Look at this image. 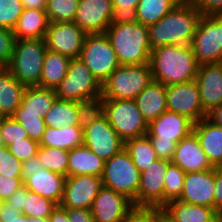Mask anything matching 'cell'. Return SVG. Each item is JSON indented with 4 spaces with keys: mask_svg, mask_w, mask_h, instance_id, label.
<instances>
[{
    "mask_svg": "<svg viewBox=\"0 0 222 222\" xmlns=\"http://www.w3.org/2000/svg\"><path fill=\"white\" fill-rule=\"evenodd\" d=\"M201 13L182 0L157 23L148 26L151 49L167 45H191Z\"/></svg>",
    "mask_w": 222,
    "mask_h": 222,
    "instance_id": "1",
    "label": "cell"
},
{
    "mask_svg": "<svg viewBox=\"0 0 222 222\" xmlns=\"http://www.w3.org/2000/svg\"><path fill=\"white\" fill-rule=\"evenodd\" d=\"M152 79L166 86L196 80L198 64L191 45H167L152 50Z\"/></svg>",
    "mask_w": 222,
    "mask_h": 222,
    "instance_id": "2",
    "label": "cell"
},
{
    "mask_svg": "<svg viewBox=\"0 0 222 222\" xmlns=\"http://www.w3.org/2000/svg\"><path fill=\"white\" fill-rule=\"evenodd\" d=\"M120 65L149 63L152 52L148 26L135 20H113L105 31Z\"/></svg>",
    "mask_w": 222,
    "mask_h": 222,
    "instance_id": "3",
    "label": "cell"
},
{
    "mask_svg": "<svg viewBox=\"0 0 222 222\" xmlns=\"http://www.w3.org/2000/svg\"><path fill=\"white\" fill-rule=\"evenodd\" d=\"M46 50L45 39L15 40L12 58L7 68L26 87H40Z\"/></svg>",
    "mask_w": 222,
    "mask_h": 222,
    "instance_id": "4",
    "label": "cell"
},
{
    "mask_svg": "<svg viewBox=\"0 0 222 222\" xmlns=\"http://www.w3.org/2000/svg\"><path fill=\"white\" fill-rule=\"evenodd\" d=\"M152 81L149 63L120 65L101 85V97L134 100Z\"/></svg>",
    "mask_w": 222,
    "mask_h": 222,
    "instance_id": "5",
    "label": "cell"
},
{
    "mask_svg": "<svg viewBox=\"0 0 222 222\" xmlns=\"http://www.w3.org/2000/svg\"><path fill=\"white\" fill-rule=\"evenodd\" d=\"M141 172L134 165L125 148L105 161L102 174L103 186L126 196L137 206V192Z\"/></svg>",
    "mask_w": 222,
    "mask_h": 222,
    "instance_id": "6",
    "label": "cell"
},
{
    "mask_svg": "<svg viewBox=\"0 0 222 222\" xmlns=\"http://www.w3.org/2000/svg\"><path fill=\"white\" fill-rule=\"evenodd\" d=\"M55 92L58 99L78 103L101 97V84L81 59L74 58Z\"/></svg>",
    "mask_w": 222,
    "mask_h": 222,
    "instance_id": "7",
    "label": "cell"
},
{
    "mask_svg": "<svg viewBox=\"0 0 222 222\" xmlns=\"http://www.w3.org/2000/svg\"><path fill=\"white\" fill-rule=\"evenodd\" d=\"M103 100L104 113L112 128L124 142L147 134L148 124L137 108L135 100Z\"/></svg>",
    "mask_w": 222,
    "mask_h": 222,
    "instance_id": "8",
    "label": "cell"
},
{
    "mask_svg": "<svg viewBox=\"0 0 222 222\" xmlns=\"http://www.w3.org/2000/svg\"><path fill=\"white\" fill-rule=\"evenodd\" d=\"M191 47L198 65L222 63V15H201Z\"/></svg>",
    "mask_w": 222,
    "mask_h": 222,
    "instance_id": "9",
    "label": "cell"
},
{
    "mask_svg": "<svg viewBox=\"0 0 222 222\" xmlns=\"http://www.w3.org/2000/svg\"><path fill=\"white\" fill-rule=\"evenodd\" d=\"M79 59L101 85L120 66L116 52L105 33L87 34Z\"/></svg>",
    "mask_w": 222,
    "mask_h": 222,
    "instance_id": "10",
    "label": "cell"
},
{
    "mask_svg": "<svg viewBox=\"0 0 222 222\" xmlns=\"http://www.w3.org/2000/svg\"><path fill=\"white\" fill-rule=\"evenodd\" d=\"M83 145L104 161L125 148V142L112 128L105 114L83 130Z\"/></svg>",
    "mask_w": 222,
    "mask_h": 222,
    "instance_id": "11",
    "label": "cell"
},
{
    "mask_svg": "<svg viewBox=\"0 0 222 222\" xmlns=\"http://www.w3.org/2000/svg\"><path fill=\"white\" fill-rule=\"evenodd\" d=\"M86 35L74 22H50L44 39L47 50L74 59L79 58Z\"/></svg>",
    "mask_w": 222,
    "mask_h": 222,
    "instance_id": "12",
    "label": "cell"
},
{
    "mask_svg": "<svg viewBox=\"0 0 222 222\" xmlns=\"http://www.w3.org/2000/svg\"><path fill=\"white\" fill-rule=\"evenodd\" d=\"M167 110L187 116L194 123L207 116L196 80L166 86Z\"/></svg>",
    "mask_w": 222,
    "mask_h": 222,
    "instance_id": "13",
    "label": "cell"
},
{
    "mask_svg": "<svg viewBox=\"0 0 222 222\" xmlns=\"http://www.w3.org/2000/svg\"><path fill=\"white\" fill-rule=\"evenodd\" d=\"M102 187V177L96 175L67 176L63 198L59 205L63 208L91 209L93 201Z\"/></svg>",
    "mask_w": 222,
    "mask_h": 222,
    "instance_id": "14",
    "label": "cell"
},
{
    "mask_svg": "<svg viewBox=\"0 0 222 222\" xmlns=\"http://www.w3.org/2000/svg\"><path fill=\"white\" fill-rule=\"evenodd\" d=\"M114 20V7L111 0H79L74 18L87 34L105 33Z\"/></svg>",
    "mask_w": 222,
    "mask_h": 222,
    "instance_id": "15",
    "label": "cell"
},
{
    "mask_svg": "<svg viewBox=\"0 0 222 222\" xmlns=\"http://www.w3.org/2000/svg\"><path fill=\"white\" fill-rule=\"evenodd\" d=\"M171 161L157 159L141 172L137 206H164V175Z\"/></svg>",
    "mask_w": 222,
    "mask_h": 222,
    "instance_id": "16",
    "label": "cell"
},
{
    "mask_svg": "<svg viewBox=\"0 0 222 222\" xmlns=\"http://www.w3.org/2000/svg\"><path fill=\"white\" fill-rule=\"evenodd\" d=\"M194 122L187 116L171 111L163 112L148 124L150 141H175L179 143L193 132Z\"/></svg>",
    "mask_w": 222,
    "mask_h": 222,
    "instance_id": "17",
    "label": "cell"
},
{
    "mask_svg": "<svg viewBox=\"0 0 222 222\" xmlns=\"http://www.w3.org/2000/svg\"><path fill=\"white\" fill-rule=\"evenodd\" d=\"M133 207V202L126 196L103 186L90 210L95 222H122Z\"/></svg>",
    "mask_w": 222,
    "mask_h": 222,
    "instance_id": "18",
    "label": "cell"
},
{
    "mask_svg": "<svg viewBox=\"0 0 222 222\" xmlns=\"http://www.w3.org/2000/svg\"><path fill=\"white\" fill-rule=\"evenodd\" d=\"M214 167L185 175L182 195L178 199L191 205L214 208Z\"/></svg>",
    "mask_w": 222,
    "mask_h": 222,
    "instance_id": "19",
    "label": "cell"
},
{
    "mask_svg": "<svg viewBox=\"0 0 222 222\" xmlns=\"http://www.w3.org/2000/svg\"><path fill=\"white\" fill-rule=\"evenodd\" d=\"M196 82L206 113L222 104V63L199 65Z\"/></svg>",
    "mask_w": 222,
    "mask_h": 222,
    "instance_id": "20",
    "label": "cell"
},
{
    "mask_svg": "<svg viewBox=\"0 0 222 222\" xmlns=\"http://www.w3.org/2000/svg\"><path fill=\"white\" fill-rule=\"evenodd\" d=\"M171 163L179 166L185 173L213 168L194 132L177 143Z\"/></svg>",
    "mask_w": 222,
    "mask_h": 222,
    "instance_id": "21",
    "label": "cell"
},
{
    "mask_svg": "<svg viewBox=\"0 0 222 222\" xmlns=\"http://www.w3.org/2000/svg\"><path fill=\"white\" fill-rule=\"evenodd\" d=\"M66 176L47 170L46 168L32 172V176L24 186L33 193H37L59 205L63 198Z\"/></svg>",
    "mask_w": 222,
    "mask_h": 222,
    "instance_id": "22",
    "label": "cell"
},
{
    "mask_svg": "<svg viewBox=\"0 0 222 222\" xmlns=\"http://www.w3.org/2000/svg\"><path fill=\"white\" fill-rule=\"evenodd\" d=\"M193 132L212 167L222 166V127L205 117L194 123Z\"/></svg>",
    "mask_w": 222,
    "mask_h": 222,
    "instance_id": "23",
    "label": "cell"
},
{
    "mask_svg": "<svg viewBox=\"0 0 222 222\" xmlns=\"http://www.w3.org/2000/svg\"><path fill=\"white\" fill-rule=\"evenodd\" d=\"M134 100L149 124L167 111L166 85L153 80Z\"/></svg>",
    "mask_w": 222,
    "mask_h": 222,
    "instance_id": "24",
    "label": "cell"
},
{
    "mask_svg": "<svg viewBox=\"0 0 222 222\" xmlns=\"http://www.w3.org/2000/svg\"><path fill=\"white\" fill-rule=\"evenodd\" d=\"M49 23L46 10L24 9L13 34L16 40L44 39Z\"/></svg>",
    "mask_w": 222,
    "mask_h": 222,
    "instance_id": "25",
    "label": "cell"
},
{
    "mask_svg": "<svg viewBox=\"0 0 222 222\" xmlns=\"http://www.w3.org/2000/svg\"><path fill=\"white\" fill-rule=\"evenodd\" d=\"M26 86L7 67L0 70V116L10 117L20 107Z\"/></svg>",
    "mask_w": 222,
    "mask_h": 222,
    "instance_id": "26",
    "label": "cell"
},
{
    "mask_svg": "<svg viewBox=\"0 0 222 222\" xmlns=\"http://www.w3.org/2000/svg\"><path fill=\"white\" fill-rule=\"evenodd\" d=\"M105 161L88 147L81 145L69 151L67 176L96 175L101 177Z\"/></svg>",
    "mask_w": 222,
    "mask_h": 222,
    "instance_id": "27",
    "label": "cell"
},
{
    "mask_svg": "<svg viewBox=\"0 0 222 222\" xmlns=\"http://www.w3.org/2000/svg\"><path fill=\"white\" fill-rule=\"evenodd\" d=\"M162 210L174 222H207L218 213L215 208L191 205L179 200L167 202Z\"/></svg>",
    "mask_w": 222,
    "mask_h": 222,
    "instance_id": "28",
    "label": "cell"
},
{
    "mask_svg": "<svg viewBox=\"0 0 222 222\" xmlns=\"http://www.w3.org/2000/svg\"><path fill=\"white\" fill-rule=\"evenodd\" d=\"M57 99L55 89L28 86L23 92L21 105L15 112H32L43 118Z\"/></svg>",
    "mask_w": 222,
    "mask_h": 222,
    "instance_id": "29",
    "label": "cell"
},
{
    "mask_svg": "<svg viewBox=\"0 0 222 222\" xmlns=\"http://www.w3.org/2000/svg\"><path fill=\"white\" fill-rule=\"evenodd\" d=\"M81 145H83V130L79 126L67 129L46 127L39 141V146L60 148L67 151Z\"/></svg>",
    "mask_w": 222,
    "mask_h": 222,
    "instance_id": "30",
    "label": "cell"
},
{
    "mask_svg": "<svg viewBox=\"0 0 222 222\" xmlns=\"http://www.w3.org/2000/svg\"><path fill=\"white\" fill-rule=\"evenodd\" d=\"M71 59L62 54L46 50L40 87L56 89L65 78Z\"/></svg>",
    "mask_w": 222,
    "mask_h": 222,
    "instance_id": "31",
    "label": "cell"
},
{
    "mask_svg": "<svg viewBox=\"0 0 222 222\" xmlns=\"http://www.w3.org/2000/svg\"><path fill=\"white\" fill-rule=\"evenodd\" d=\"M43 119L46 127H53L54 129L79 126L78 103L57 98Z\"/></svg>",
    "mask_w": 222,
    "mask_h": 222,
    "instance_id": "32",
    "label": "cell"
},
{
    "mask_svg": "<svg viewBox=\"0 0 222 222\" xmlns=\"http://www.w3.org/2000/svg\"><path fill=\"white\" fill-rule=\"evenodd\" d=\"M182 0H140L138 2L134 20L150 26L157 23Z\"/></svg>",
    "mask_w": 222,
    "mask_h": 222,
    "instance_id": "33",
    "label": "cell"
},
{
    "mask_svg": "<svg viewBox=\"0 0 222 222\" xmlns=\"http://www.w3.org/2000/svg\"><path fill=\"white\" fill-rule=\"evenodd\" d=\"M125 150L140 172L147 169L152 162L158 159L147 135L125 141Z\"/></svg>",
    "mask_w": 222,
    "mask_h": 222,
    "instance_id": "34",
    "label": "cell"
},
{
    "mask_svg": "<svg viewBox=\"0 0 222 222\" xmlns=\"http://www.w3.org/2000/svg\"><path fill=\"white\" fill-rule=\"evenodd\" d=\"M37 156L44 168L67 177L69 151L60 148L39 146Z\"/></svg>",
    "mask_w": 222,
    "mask_h": 222,
    "instance_id": "35",
    "label": "cell"
},
{
    "mask_svg": "<svg viewBox=\"0 0 222 222\" xmlns=\"http://www.w3.org/2000/svg\"><path fill=\"white\" fill-rule=\"evenodd\" d=\"M79 0H47L46 13L50 22H73Z\"/></svg>",
    "mask_w": 222,
    "mask_h": 222,
    "instance_id": "36",
    "label": "cell"
},
{
    "mask_svg": "<svg viewBox=\"0 0 222 222\" xmlns=\"http://www.w3.org/2000/svg\"><path fill=\"white\" fill-rule=\"evenodd\" d=\"M186 173L177 165L171 163L164 175V205L172 200H178L182 195Z\"/></svg>",
    "mask_w": 222,
    "mask_h": 222,
    "instance_id": "37",
    "label": "cell"
},
{
    "mask_svg": "<svg viewBox=\"0 0 222 222\" xmlns=\"http://www.w3.org/2000/svg\"><path fill=\"white\" fill-rule=\"evenodd\" d=\"M56 207L55 202L29 191L25 197L23 214L29 218H49Z\"/></svg>",
    "mask_w": 222,
    "mask_h": 222,
    "instance_id": "38",
    "label": "cell"
},
{
    "mask_svg": "<svg viewBox=\"0 0 222 222\" xmlns=\"http://www.w3.org/2000/svg\"><path fill=\"white\" fill-rule=\"evenodd\" d=\"M104 100L102 97L78 102V123L84 130L104 115Z\"/></svg>",
    "mask_w": 222,
    "mask_h": 222,
    "instance_id": "39",
    "label": "cell"
},
{
    "mask_svg": "<svg viewBox=\"0 0 222 222\" xmlns=\"http://www.w3.org/2000/svg\"><path fill=\"white\" fill-rule=\"evenodd\" d=\"M26 130L30 139L39 143L45 132V122L40 114L32 112H14L11 116Z\"/></svg>",
    "mask_w": 222,
    "mask_h": 222,
    "instance_id": "40",
    "label": "cell"
},
{
    "mask_svg": "<svg viewBox=\"0 0 222 222\" xmlns=\"http://www.w3.org/2000/svg\"><path fill=\"white\" fill-rule=\"evenodd\" d=\"M23 10L21 0H0V26L13 30Z\"/></svg>",
    "mask_w": 222,
    "mask_h": 222,
    "instance_id": "41",
    "label": "cell"
},
{
    "mask_svg": "<svg viewBox=\"0 0 222 222\" xmlns=\"http://www.w3.org/2000/svg\"><path fill=\"white\" fill-rule=\"evenodd\" d=\"M1 135L6 147L28 138L26 130L13 117H1Z\"/></svg>",
    "mask_w": 222,
    "mask_h": 222,
    "instance_id": "42",
    "label": "cell"
},
{
    "mask_svg": "<svg viewBox=\"0 0 222 222\" xmlns=\"http://www.w3.org/2000/svg\"><path fill=\"white\" fill-rule=\"evenodd\" d=\"M22 162L18 160L8 149L0 148V175L3 176H21Z\"/></svg>",
    "mask_w": 222,
    "mask_h": 222,
    "instance_id": "43",
    "label": "cell"
},
{
    "mask_svg": "<svg viewBox=\"0 0 222 222\" xmlns=\"http://www.w3.org/2000/svg\"><path fill=\"white\" fill-rule=\"evenodd\" d=\"M122 222H158V206H134Z\"/></svg>",
    "mask_w": 222,
    "mask_h": 222,
    "instance_id": "44",
    "label": "cell"
},
{
    "mask_svg": "<svg viewBox=\"0 0 222 222\" xmlns=\"http://www.w3.org/2000/svg\"><path fill=\"white\" fill-rule=\"evenodd\" d=\"M39 143L32 139L25 138L8 146L9 151L22 163L37 155Z\"/></svg>",
    "mask_w": 222,
    "mask_h": 222,
    "instance_id": "45",
    "label": "cell"
},
{
    "mask_svg": "<svg viewBox=\"0 0 222 222\" xmlns=\"http://www.w3.org/2000/svg\"><path fill=\"white\" fill-rule=\"evenodd\" d=\"M15 40L13 30L0 26V64L3 67L11 61Z\"/></svg>",
    "mask_w": 222,
    "mask_h": 222,
    "instance_id": "46",
    "label": "cell"
},
{
    "mask_svg": "<svg viewBox=\"0 0 222 222\" xmlns=\"http://www.w3.org/2000/svg\"><path fill=\"white\" fill-rule=\"evenodd\" d=\"M114 7V20H134L140 0H111Z\"/></svg>",
    "mask_w": 222,
    "mask_h": 222,
    "instance_id": "47",
    "label": "cell"
},
{
    "mask_svg": "<svg viewBox=\"0 0 222 222\" xmlns=\"http://www.w3.org/2000/svg\"><path fill=\"white\" fill-rule=\"evenodd\" d=\"M201 15H222V0H189Z\"/></svg>",
    "mask_w": 222,
    "mask_h": 222,
    "instance_id": "48",
    "label": "cell"
},
{
    "mask_svg": "<svg viewBox=\"0 0 222 222\" xmlns=\"http://www.w3.org/2000/svg\"><path fill=\"white\" fill-rule=\"evenodd\" d=\"M23 185L21 176L0 175V195L4 200L8 199Z\"/></svg>",
    "mask_w": 222,
    "mask_h": 222,
    "instance_id": "49",
    "label": "cell"
},
{
    "mask_svg": "<svg viewBox=\"0 0 222 222\" xmlns=\"http://www.w3.org/2000/svg\"><path fill=\"white\" fill-rule=\"evenodd\" d=\"M151 143L159 159L171 161L177 146L175 141H151Z\"/></svg>",
    "mask_w": 222,
    "mask_h": 222,
    "instance_id": "50",
    "label": "cell"
},
{
    "mask_svg": "<svg viewBox=\"0 0 222 222\" xmlns=\"http://www.w3.org/2000/svg\"><path fill=\"white\" fill-rule=\"evenodd\" d=\"M214 208L222 209V166L214 167Z\"/></svg>",
    "mask_w": 222,
    "mask_h": 222,
    "instance_id": "51",
    "label": "cell"
},
{
    "mask_svg": "<svg viewBox=\"0 0 222 222\" xmlns=\"http://www.w3.org/2000/svg\"><path fill=\"white\" fill-rule=\"evenodd\" d=\"M29 190L23 185L17 189L8 199L5 201L13 206L17 211L23 213L25 206V197Z\"/></svg>",
    "mask_w": 222,
    "mask_h": 222,
    "instance_id": "52",
    "label": "cell"
},
{
    "mask_svg": "<svg viewBox=\"0 0 222 222\" xmlns=\"http://www.w3.org/2000/svg\"><path fill=\"white\" fill-rule=\"evenodd\" d=\"M70 222H95L90 209L65 208Z\"/></svg>",
    "mask_w": 222,
    "mask_h": 222,
    "instance_id": "53",
    "label": "cell"
},
{
    "mask_svg": "<svg viewBox=\"0 0 222 222\" xmlns=\"http://www.w3.org/2000/svg\"><path fill=\"white\" fill-rule=\"evenodd\" d=\"M22 182L23 184L32 176V172L43 169V165L37 155L22 163Z\"/></svg>",
    "mask_w": 222,
    "mask_h": 222,
    "instance_id": "54",
    "label": "cell"
},
{
    "mask_svg": "<svg viewBox=\"0 0 222 222\" xmlns=\"http://www.w3.org/2000/svg\"><path fill=\"white\" fill-rule=\"evenodd\" d=\"M23 213L17 211L13 206L8 204L6 201L0 207V220H12L19 218Z\"/></svg>",
    "mask_w": 222,
    "mask_h": 222,
    "instance_id": "55",
    "label": "cell"
},
{
    "mask_svg": "<svg viewBox=\"0 0 222 222\" xmlns=\"http://www.w3.org/2000/svg\"><path fill=\"white\" fill-rule=\"evenodd\" d=\"M48 219L50 222H70L66 209L60 205H57Z\"/></svg>",
    "mask_w": 222,
    "mask_h": 222,
    "instance_id": "56",
    "label": "cell"
},
{
    "mask_svg": "<svg viewBox=\"0 0 222 222\" xmlns=\"http://www.w3.org/2000/svg\"><path fill=\"white\" fill-rule=\"evenodd\" d=\"M206 118L212 123L222 127V104L212 108Z\"/></svg>",
    "mask_w": 222,
    "mask_h": 222,
    "instance_id": "57",
    "label": "cell"
},
{
    "mask_svg": "<svg viewBox=\"0 0 222 222\" xmlns=\"http://www.w3.org/2000/svg\"><path fill=\"white\" fill-rule=\"evenodd\" d=\"M24 9L46 10L47 0H21Z\"/></svg>",
    "mask_w": 222,
    "mask_h": 222,
    "instance_id": "58",
    "label": "cell"
},
{
    "mask_svg": "<svg viewBox=\"0 0 222 222\" xmlns=\"http://www.w3.org/2000/svg\"><path fill=\"white\" fill-rule=\"evenodd\" d=\"M0 222H50L48 218H29L22 214L19 218L12 220H0Z\"/></svg>",
    "mask_w": 222,
    "mask_h": 222,
    "instance_id": "59",
    "label": "cell"
},
{
    "mask_svg": "<svg viewBox=\"0 0 222 222\" xmlns=\"http://www.w3.org/2000/svg\"><path fill=\"white\" fill-rule=\"evenodd\" d=\"M158 222H174V221L163 212L162 207L158 206Z\"/></svg>",
    "mask_w": 222,
    "mask_h": 222,
    "instance_id": "60",
    "label": "cell"
},
{
    "mask_svg": "<svg viewBox=\"0 0 222 222\" xmlns=\"http://www.w3.org/2000/svg\"><path fill=\"white\" fill-rule=\"evenodd\" d=\"M207 222H222L220 215L217 213L210 221Z\"/></svg>",
    "mask_w": 222,
    "mask_h": 222,
    "instance_id": "61",
    "label": "cell"
},
{
    "mask_svg": "<svg viewBox=\"0 0 222 222\" xmlns=\"http://www.w3.org/2000/svg\"><path fill=\"white\" fill-rule=\"evenodd\" d=\"M5 147L4 141L1 135V118H0V148Z\"/></svg>",
    "mask_w": 222,
    "mask_h": 222,
    "instance_id": "62",
    "label": "cell"
},
{
    "mask_svg": "<svg viewBox=\"0 0 222 222\" xmlns=\"http://www.w3.org/2000/svg\"><path fill=\"white\" fill-rule=\"evenodd\" d=\"M5 200L0 195V207L4 204Z\"/></svg>",
    "mask_w": 222,
    "mask_h": 222,
    "instance_id": "63",
    "label": "cell"
},
{
    "mask_svg": "<svg viewBox=\"0 0 222 222\" xmlns=\"http://www.w3.org/2000/svg\"><path fill=\"white\" fill-rule=\"evenodd\" d=\"M218 214L220 215L221 221H222V209L218 211Z\"/></svg>",
    "mask_w": 222,
    "mask_h": 222,
    "instance_id": "64",
    "label": "cell"
}]
</instances>
